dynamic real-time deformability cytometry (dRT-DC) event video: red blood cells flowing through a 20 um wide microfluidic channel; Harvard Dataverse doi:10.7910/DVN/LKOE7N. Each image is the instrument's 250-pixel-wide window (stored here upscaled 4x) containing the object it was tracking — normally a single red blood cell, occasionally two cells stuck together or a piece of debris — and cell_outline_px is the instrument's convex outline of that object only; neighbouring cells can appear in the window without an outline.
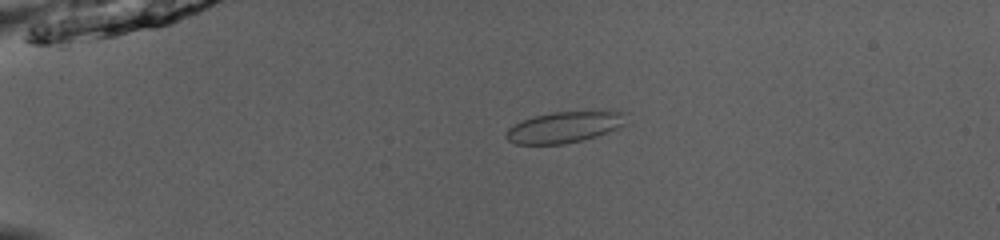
{"species": "common noctule bat (a hibernating species)", "species_latin": "Nyctalus noctula", "temperature_condition": "room temperature", "stored_images_in_passage": 51, "camera_frame_rate_fps": 3000, "um_per_image_px": 0.085, "animal": {"sex": "male", "body_mass_g": 13.0, "forearm_length_mm": 53.1}, "frame": {"image": 1, "passage_image": 13, "time_ms": 4.0, "image_size_px": [1000, 240], "cell_outline_px": [[628, 124], [608, 132], [596, 136], [564, 144], [516, 144], [508, 140], [504, 136], [504, 132], [508, 128], [532, 116], [552, 112], [628, 112]], "centroid_in_image_um": [47.99, 10.81], "position_along_channel_um": 37.0, "area_um2": 21.73}}
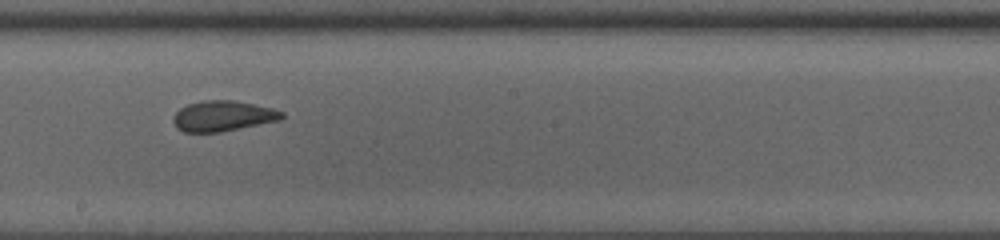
{"frame": {"image": 2, "passage_image": 31, "time_ms": 10.0, "image_size_px": [1000, 240], "cell_outline_px": [[284, 116], [280, 120], [220, 132], [184, 132], [176, 128], [172, 120], [172, 116], [180, 108], [188, 104], [204, 100], [232, 100], [272, 108], [284, 112]], "centroid_in_image_um": [18.91, 9.86], "position_along_channel_um": 229.3, "area_um2": 19.25}}
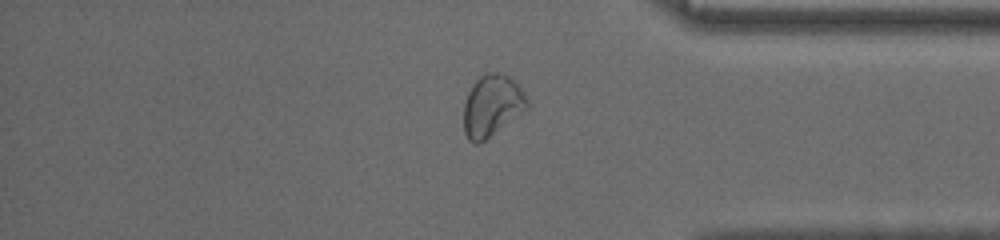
{"frame": {"image": 3, "passage_image": 44, "time_ms": 14.333, "image_size_px": [1000, 240], "cell_outline_px": [[528, 108], [480, 144], [476, 144], [468, 140], [464, 132], [464, 104], [468, 92], [472, 84], [484, 72], [500, 72], [508, 76], [524, 92], [528, 100]], "centroid_in_image_um": [41.8, 8.98], "position_along_channel_um": 393.4, "area_um2": 22.77}, "authors_computed_cell_mechanics": {"area_um2": 21.675, "velocity_mm_per_s": 4.0016, "shape_relaxation_time_tau1_ms": null, "shape_relaxation_time_tau2_ms": 0.5277, "deformation_change_tau1": null, "deformation_change_tau2": 0.0426}}